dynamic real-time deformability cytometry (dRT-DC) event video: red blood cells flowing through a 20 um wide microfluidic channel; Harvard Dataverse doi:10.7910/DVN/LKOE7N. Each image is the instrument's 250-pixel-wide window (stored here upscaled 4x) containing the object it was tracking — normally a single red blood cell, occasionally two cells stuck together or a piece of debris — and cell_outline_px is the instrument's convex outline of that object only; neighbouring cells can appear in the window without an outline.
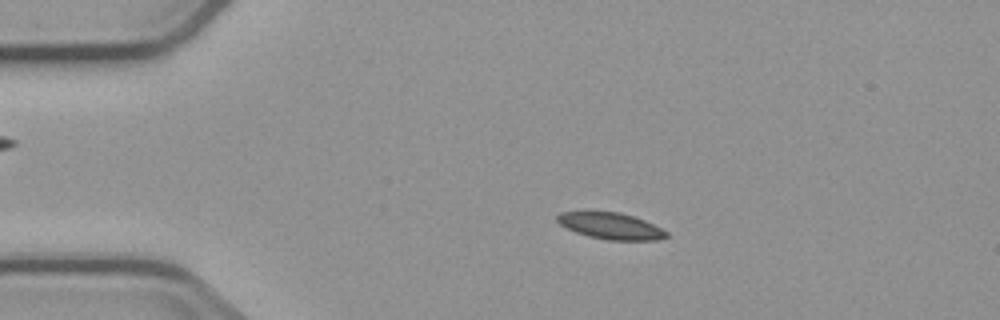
{"species": "common noctule bat (a hibernating species)", "species_latin": "Nyctalus noctula", "temperature_condition": "cold", "stored_images_in_passage": 7, "camera_frame_rate_fps": 3000, "um_per_image_px": 0.085, "animal": {"sex": "male", "body_mass_g": 23.1, "forearm_length_mm": 52.7}, "frame": {"image": 1, "passage_image": 2, "time_ms": 2.0, "image_size_px": [1000, 320], "cell_outline_px": [[668, 236], [656, 240], [608, 240], [588, 236], [576, 232], [560, 224], [556, 220], [556, 216], [560, 212], [620, 212], [644, 220], [668, 232]], "centroid_in_image_um": [51.91, 19.21], "position_along_channel_um": 33.1, "area_um2": 16.59}}
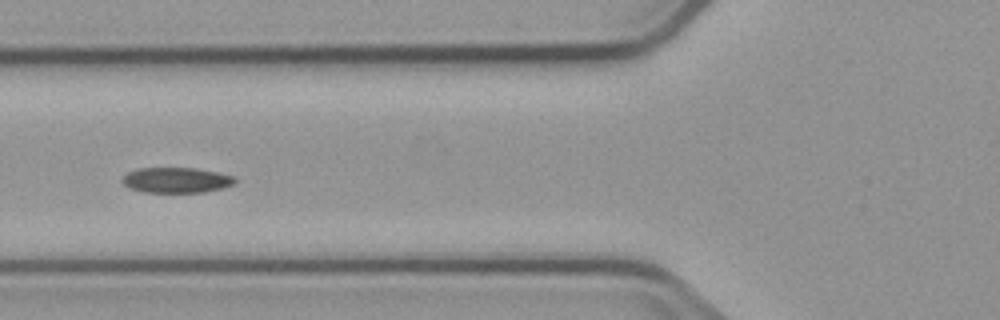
{"frame": {"image": 2, "passage_image": 5, "time_ms": 5.333, "image_size_px": [1000, 320], "cell_outline_px": [[236, 184], [224, 188], [204, 192], [144, 192], [128, 188], [120, 180], [128, 172], [140, 168], [196, 168], [216, 172], [232, 176], [236, 180]], "centroid_in_image_um": [14.99, 15.31], "position_along_channel_um": 110.8, "area_um2": 16.7}}
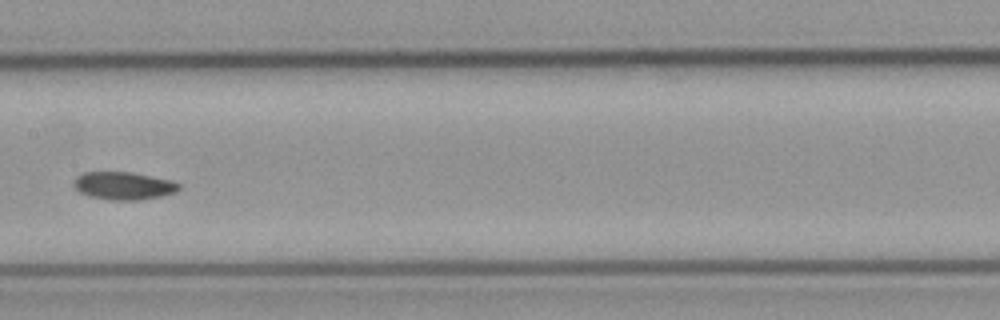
{"frame": {"image": 3, "passage_image": 7, "time_ms": 7.667, "image_size_px": [1000, 320], "cell_outline_px": [[180, 188], [176, 192], [160, 196], [140, 200], [108, 200], [88, 196], [80, 192], [72, 184], [76, 176], [84, 172], [132, 172], [172, 180], [180, 184]], "centroid_in_image_um": [10.5, 15.79], "position_along_channel_um": 196.9, "area_um2": 17.17}}